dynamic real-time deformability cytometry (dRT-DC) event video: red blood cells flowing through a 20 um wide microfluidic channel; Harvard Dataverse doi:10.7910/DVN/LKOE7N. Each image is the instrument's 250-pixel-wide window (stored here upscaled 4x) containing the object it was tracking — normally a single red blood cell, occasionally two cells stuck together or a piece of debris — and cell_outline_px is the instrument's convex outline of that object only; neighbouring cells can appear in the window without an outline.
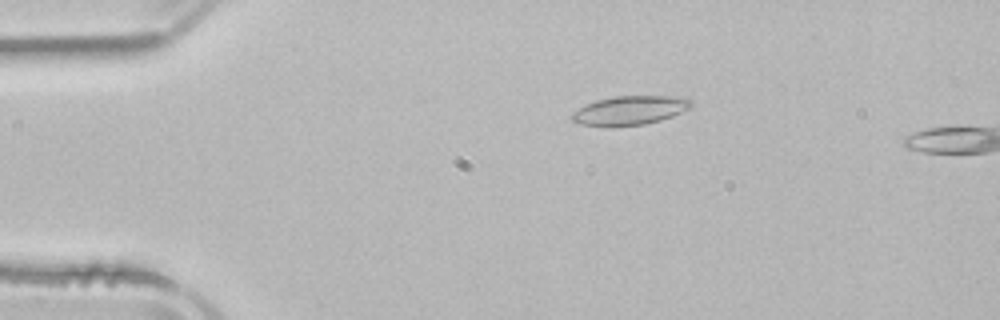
{"species": "common noctule bat (a hibernating species)", "species_latin": "Nyctalus noctula", "temperature_condition": "room temperature", "stored_images_in_passage": 3, "camera_frame_rate_fps": 3000, "um_per_image_px": 0.085, "animal": {"sex": "male", "body_mass_g": 21.5, "forearm_length_mm": 52.0}, "frame": {"image": 1, "passage_image": 2, "time_ms": 1.0, "image_size_px": [1000, 320], "cell_outline_px": [[692, 108], [672, 116], [660, 120], [644, 124], [612, 128], [580, 124], [572, 120], [572, 112], [596, 100], [612, 96], [684, 96], [692, 100]], "centroid_in_image_um": [53.57, 9.39], "position_along_channel_um": 31.4, "area_um2": 20.52}}